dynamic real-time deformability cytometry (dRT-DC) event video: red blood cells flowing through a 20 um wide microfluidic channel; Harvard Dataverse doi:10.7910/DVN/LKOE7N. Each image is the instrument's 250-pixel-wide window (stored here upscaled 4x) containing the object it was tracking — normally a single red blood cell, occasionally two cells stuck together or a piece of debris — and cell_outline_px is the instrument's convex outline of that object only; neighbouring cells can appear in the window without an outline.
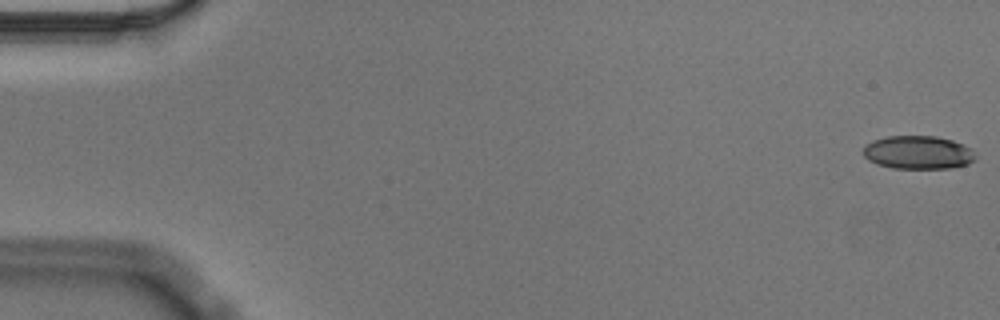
{"species": "Egyptian fruit bat (a non-hibernating species)", "species_latin": "Rousettus aegyptiacus", "temperature_condition": "cold", "stored_images_in_passage": 57, "camera_frame_rate_fps": 3000, "um_per_image_px": 0.085, "animal": {"sex": "male"}, "frame": {"image": 1, "passage_image": 1, "time_ms": 0.0, "image_size_px": [1000, 320], "cell_outline_px": [[976, 160], [968, 164], [952, 168], [892, 168], [876, 164], [868, 160], [864, 156], [864, 144], [872, 140], [888, 136], [936, 136], [952, 140], [964, 144], [972, 148], [976, 156]], "centroid_in_image_um": [78.05, 12.95], "position_along_channel_um": 6.9, "area_um2": 22.08}}
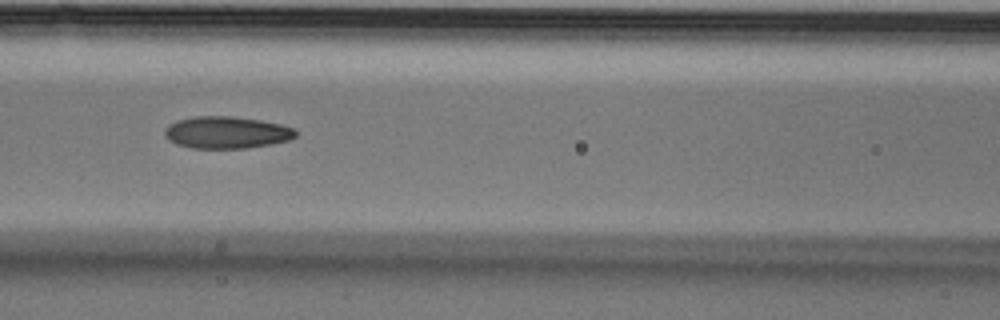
{"frame": {"image": 2, "passage_image": 25, "time_ms": 8.0, "image_size_px": [1000, 320], "cell_outline_px": [[296, 136], [288, 140], [272, 144], [248, 148], [192, 148], [176, 144], [168, 140], [164, 136], [164, 128], [168, 124], [176, 120], [196, 116], [232, 116], [260, 120], [280, 124], [296, 128]], "centroid_in_image_um": [19.23, 11.26], "position_along_channel_um": 147.4, "area_um2": 24.68}}
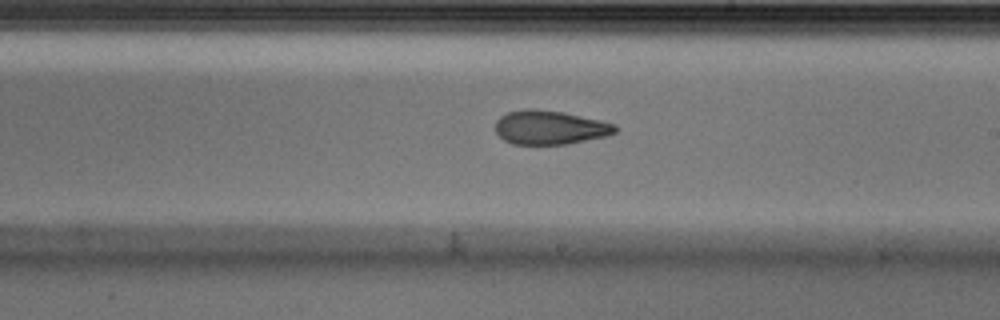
{"frame": {"image": 3, "passage_image": 33, "time_ms": 10.667, "image_size_px": [1000, 320], "cell_outline_px": [[616, 132], [608, 136], [568, 144], [512, 144], [504, 140], [496, 132], [496, 120], [500, 116], [508, 112], [528, 108], [536, 108], [560, 112], [600, 120], [616, 124]], "centroid_in_image_um": [46.74, 10.84], "position_along_channel_um": 242.3, "area_um2": 23.7}, "authors_computed_cell_mechanics": {"area_um2": 24.3338, "velocity_mm_per_s": 3.5694, "shape_relaxation_time_tau1_ms": 8.9455, "shape_relaxation_time_tau2_ms": 3.1111, "deformation_change_tau1": 0.2013, "deformation_change_tau2": 0.107}}